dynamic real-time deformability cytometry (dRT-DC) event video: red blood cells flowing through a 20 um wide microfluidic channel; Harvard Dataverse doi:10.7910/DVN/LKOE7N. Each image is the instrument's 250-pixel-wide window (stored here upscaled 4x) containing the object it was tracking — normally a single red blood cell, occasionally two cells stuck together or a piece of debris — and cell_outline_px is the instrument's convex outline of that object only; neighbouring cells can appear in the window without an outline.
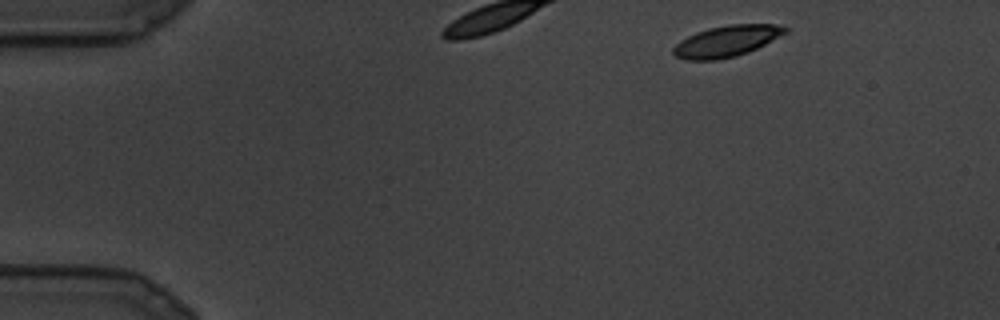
{"species": "common noctule bat (a hibernating species)", "species_latin": "Nyctalus noctula", "temperature_condition": "cold", "stored_images_in_passage": 5, "camera_frame_rate_fps": 3000, "um_per_image_px": 0.085, "animal": {"sex": "male", "body_mass_g": 19.5, "forearm_length_mm": 54.6}, "frame": {"image": 1, "passage_image": 1, "time_ms": 0.0, "image_size_px": [1000, 320], "cell_outline_px": [[788, 32], [748, 52], [736, 56], [716, 60], [688, 60], [676, 56], [672, 52], [672, 48], [680, 40], [696, 32], [708, 28], [732, 24], [776, 24], [788, 28]], "centroid_in_image_um": [61.75, 3.49], "position_along_channel_um": 23.3, "area_um2": 20.23}}
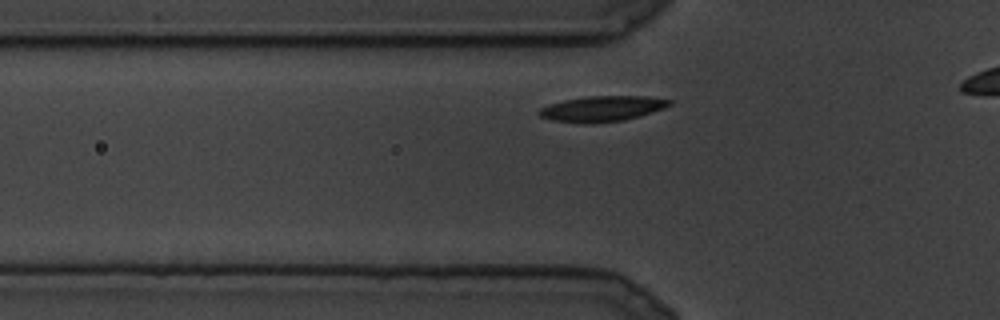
{"frame": {"image": 2, "passage_image": 4, "time_ms": 1.0, "image_size_px": [1000, 320], "cell_outline_px": [[672, 104], [664, 108], [636, 116], [620, 120], [588, 124], [580, 124], [552, 120], [540, 116], [536, 112], [540, 108], [564, 100], [588, 96], [644, 96], [672, 100]], "centroid_in_image_um": [51.14, 9.24], "position_along_channel_um": 74.7, "area_um2": 19.13}}